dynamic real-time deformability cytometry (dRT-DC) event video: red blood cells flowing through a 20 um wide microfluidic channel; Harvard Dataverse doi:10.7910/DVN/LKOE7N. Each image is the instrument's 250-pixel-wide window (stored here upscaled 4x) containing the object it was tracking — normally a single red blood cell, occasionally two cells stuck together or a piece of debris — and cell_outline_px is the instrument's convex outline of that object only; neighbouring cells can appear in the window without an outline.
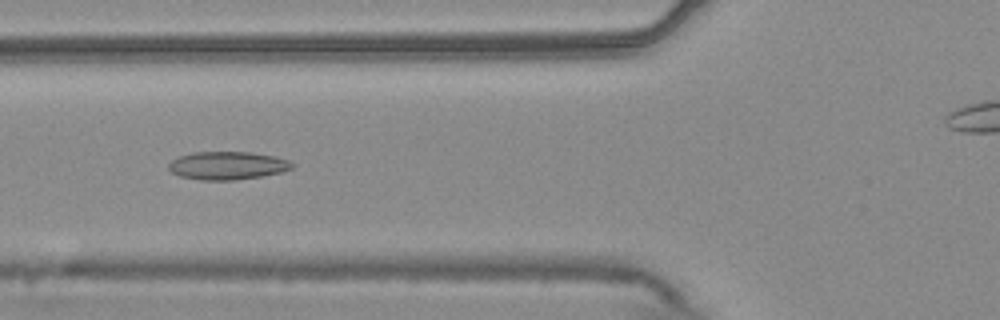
{"species": "common noctule bat (a hibernating species)", "species_latin": "Nyctalus noctula", "temperature_condition": "warm", "stored_images_in_passage": 54, "camera_frame_rate_fps": 3000, "um_per_image_px": 0.085, "animal": {"sex": "male", "body_mass_g": 20.4}, "frame": {"image": 1, "passage_image": 20, "time_ms": 6.333, "image_size_px": [1000, 320], "cell_outline_px": [[296, 164], [292, 168], [280, 172], [264, 176], [236, 180], [200, 180], [180, 176], [172, 172], [168, 168], [168, 164], [172, 160], [180, 156], [192, 152], [252, 152], [276, 156], [288, 160]], "centroid_in_image_um": [19.36, 14.07], "position_along_channel_um": 106.4, "area_um2": 20.35}}
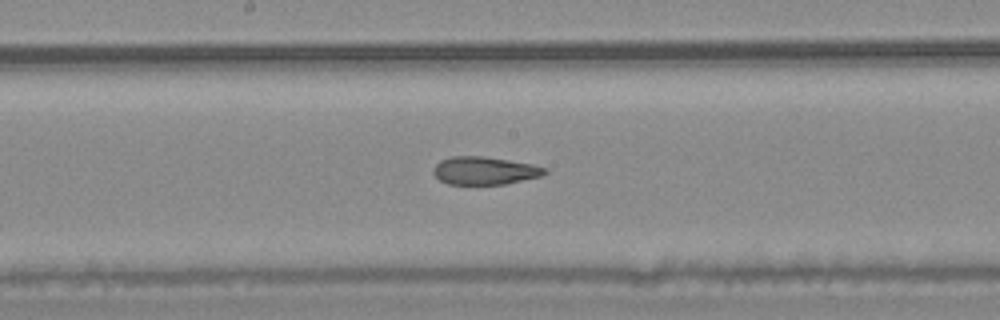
{"frame": {"image": 2, "passage_image": 28, "time_ms": 9.0, "image_size_px": [1000, 320], "cell_outline_px": [[548, 172], [544, 176], [504, 184], [448, 184], [440, 180], [432, 172], [432, 168], [440, 160], [452, 156], [484, 156], [532, 164], [548, 168]], "centroid_in_image_um": [41.21, 14.5], "position_along_channel_um": 207.0, "area_um2": 18.26}}
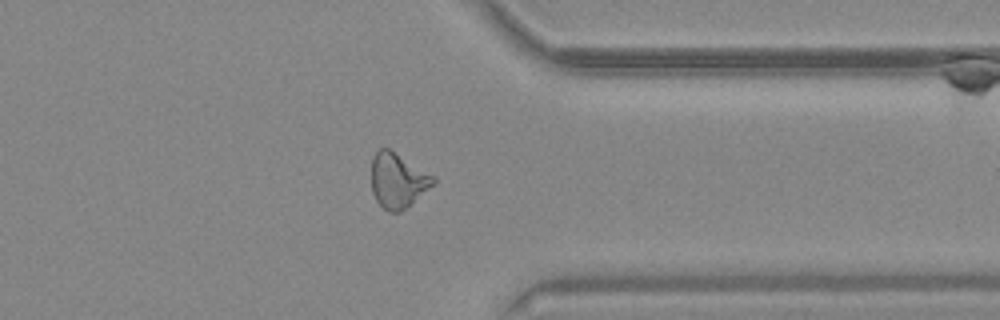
{"frame": {"image": 3, "passage_image": 42, "time_ms": 13.667, "image_size_px": [1000, 320], "cell_outline_px": [[436, 184], [400, 212], [388, 212], [376, 200], [372, 192], [372, 156], [380, 148], [388, 148], [436, 176]], "centroid_in_image_um": [33.84, 15.34], "position_along_channel_um": 377.6, "area_um2": 19.88}, "authors_computed_cell_mechanics": {"area_um2": 20.0855, "velocity_mm_per_s": 3.7618, "shape_relaxation_time_tau1_ms": null, "shape_relaxation_time_tau2_ms": 2.9846, "deformation_change_tau1": null, "deformation_change_tau2": 0.1064}}